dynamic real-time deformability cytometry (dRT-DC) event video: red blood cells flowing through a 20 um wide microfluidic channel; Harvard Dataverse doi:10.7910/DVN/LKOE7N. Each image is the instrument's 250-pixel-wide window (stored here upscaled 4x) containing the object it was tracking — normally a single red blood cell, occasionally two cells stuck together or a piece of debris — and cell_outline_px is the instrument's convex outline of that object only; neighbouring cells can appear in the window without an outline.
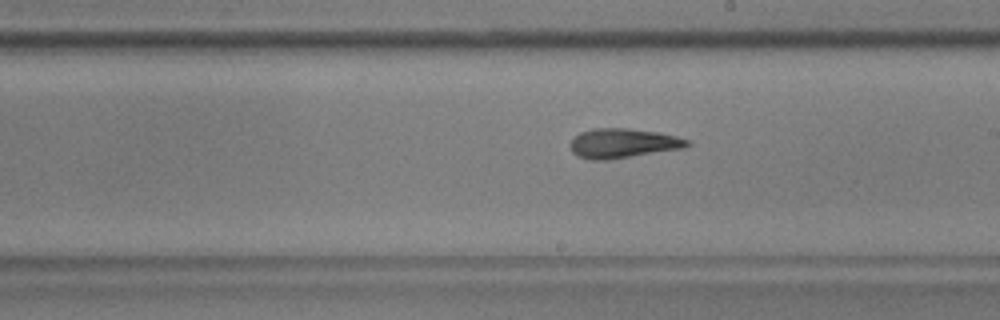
{"species": "common noctule bat (a hibernating species)", "species_latin": "Nyctalus noctula", "temperature_condition": "warm", "stored_images_in_passage": 16, "camera_frame_rate_fps": 3000, "um_per_image_px": 0.085, "animal": {"sex": "male", "body_mass_g": 17.9, "forearm_length_mm": 54.2}, "frame": {"image": 1, "passage_image": 14, "time_ms": 4.333, "image_size_px": [1000, 320], "cell_outline_px": [[692, 144], [684, 148], [608, 160], [592, 160], [576, 156], [572, 152], [568, 144], [580, 132], [592, 128], [628, 128], [660, 132], [676, 136], [688, 140]], "centroid_in_image_um": [52.93, 12.18], "position_along_channel_um": 236.1, "area_um2": 20.35}}